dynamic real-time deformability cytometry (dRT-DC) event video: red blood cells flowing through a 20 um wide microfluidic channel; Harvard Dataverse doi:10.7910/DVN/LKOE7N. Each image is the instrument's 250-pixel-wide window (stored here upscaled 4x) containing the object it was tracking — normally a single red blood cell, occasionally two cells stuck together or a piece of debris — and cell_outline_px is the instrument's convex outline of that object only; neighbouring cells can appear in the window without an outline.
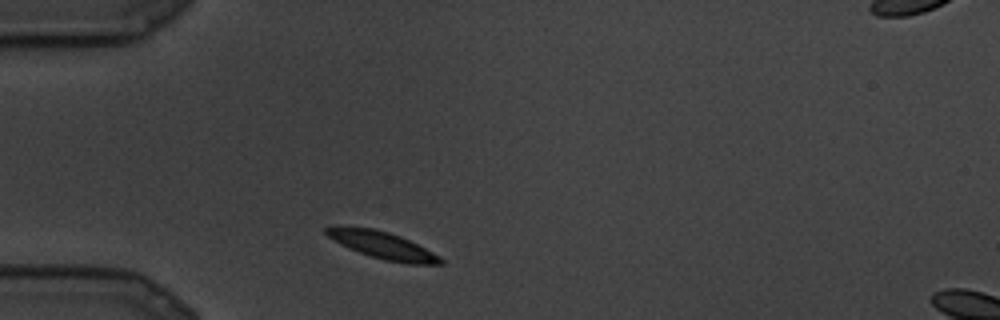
{"species": "common noctule bat (a hibernating species)", "species_latin": "Nyctalus noctula", "temperature_condition": "cold", "stored_images_in_passage": 5, "camera_frame_rate_fps": 3000, "um_per_image_px": 0.085, "animal": {"sex": "male", "body_mass_g": 19.5, "forearm_length_mm": 54.6}, "frame": {"image": 1, "passage_image": 1, "time_ms": 0.0, "image_size_px": [1000, 320], "cell_outline_px": [[444, 264], [408, 264], [384, 260], [348, 248], [340, 244], [328, 236], [324, 232], [324, 228], [332, 224], [336, 224], [372, 228], [388, 232], [400, 236], [440, 256], [444, 260]], "centroid_in_image_um": [32.44, 20.81], "position_along_channel_um": 52.6, "area_um2": 18.21}}
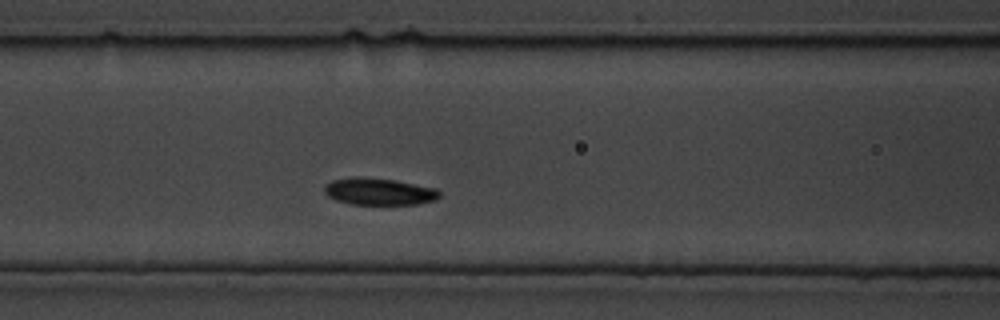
{"frame": {"image": 2, "passage_image": 5, "time_ms": 1.333, "image_size_px": [1000, 320], "cell_outline_px": [[440, 196], [436, 200], [416, 204], [352, 204], [336, 200], [328, 196], [324, 192], [324, 188], [332, 180], [352, 176], [392, 180], [436, 188], [440, 192]], "centroid_in_image_um": [32.21, 16.28], "position_along_channel_um": 134.4, "area_um2": 17.86}}